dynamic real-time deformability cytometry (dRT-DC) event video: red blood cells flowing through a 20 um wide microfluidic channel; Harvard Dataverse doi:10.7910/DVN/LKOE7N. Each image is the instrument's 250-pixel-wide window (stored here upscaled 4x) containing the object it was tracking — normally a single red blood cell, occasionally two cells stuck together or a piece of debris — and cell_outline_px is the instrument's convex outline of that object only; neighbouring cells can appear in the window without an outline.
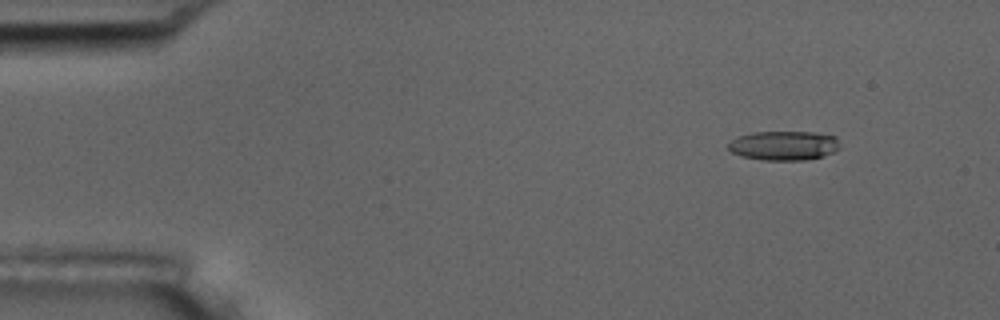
{"species": "common noctule bat (a hibernating species)", "species_latin": "Nyctalus noctula", "temperature_condition": "room temperature", "stored_images_in_passage": 5, "camera_frame_rate_fps": 3000, "um_per_image_px": 0.085, "animal": {"sex": "male", "body_mass_g": 17.5, "forearm_length_mm": 52.3}, "frame": {"image": 1, "passage_image": 2, "time_ms": 1.0, "image_size_px": [1000, 320], "cell_outline_px": [[840, 148], [836, 152], [824, 156], [804, 160], [764, 160], [740, 156], [732, 152], [728, 148], [728, 144], [732, 140], [740, 136], [752, 132], [812, 132], [836, 136]], "centroid_in_image_um": [66.66, 12.38], "position_along_channel_um": 18.3, "area_um2": 19.13}}
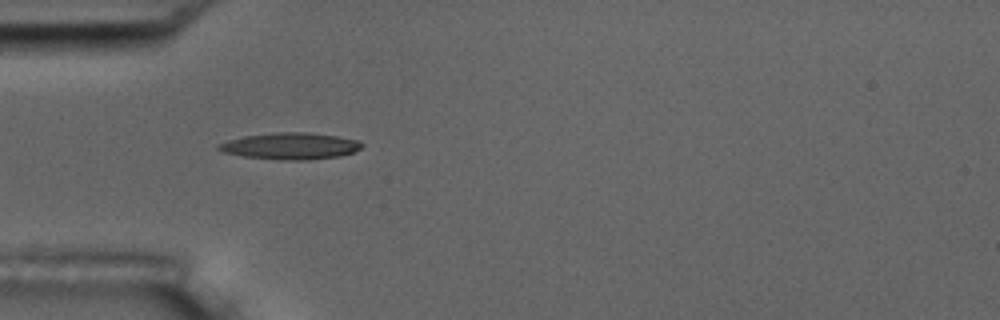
{"frame": {"image": 2, "passage_image": 5, "time_ms": 4.667, "image_size_px": [1000, 320], "cell_outline_px": [[364, 144], [360, 148], [352, 152], [340, 156], [308, 160], [280, 160], [240, 156], [224, 152], [216, 148], [216, 144], [228, 140], [244, 136], [276, 132], [304, 132], [336, 136], [360, 140]], "centroid_in_image_um": [24.66, 12.42], "position_along_channel_um": 60.3, "area_um2": 22.31}}